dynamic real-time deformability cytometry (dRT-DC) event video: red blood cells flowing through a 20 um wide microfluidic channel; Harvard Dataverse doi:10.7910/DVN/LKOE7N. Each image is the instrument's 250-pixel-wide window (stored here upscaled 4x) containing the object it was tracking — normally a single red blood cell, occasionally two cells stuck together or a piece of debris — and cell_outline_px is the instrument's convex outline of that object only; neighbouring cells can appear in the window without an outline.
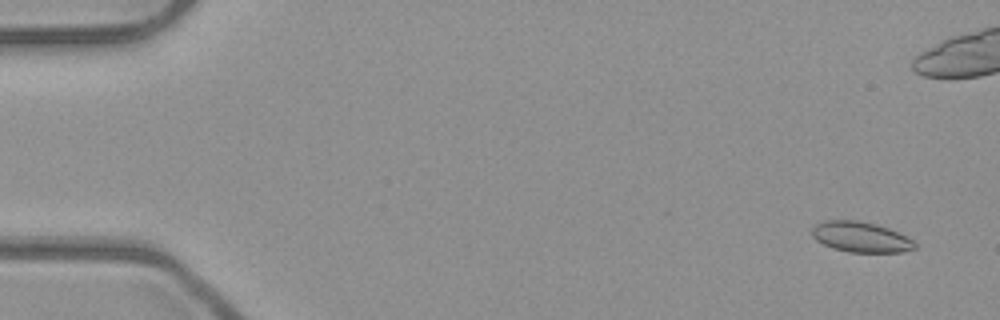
{"species": "common noctule bat (a hibernating species)", "species_latin": "Nyctalus noctula", "temperature_condition": "room temperature", "stored_images_in_passage": 5, "segment_of_instrument_passage": [2, 2], "camera_frame_rate_fps": 3000, "um_per_image_px": 0.085, "animal": {"sex": "male", "body_mass_g": 23.1, "forearm_length_mm": 52.7}, "frame": {"image": 1, "passage_image": 5, "time_ms": 1.333, "image_size_px": [1000, 320], "cell_outline_px": [[916, 248], [904, 252], [848, 252], [832, 248], [816, 240], [812, 236], [812, 228], [816, 224], [824, 220], [856, 220], [876, 224], [888, 228], [912, 240], [916, 244]], "centroid_in_image_um": [73.14, 20.15], "position_along_channel_um": 11.9, "area_um2": 18.15}}